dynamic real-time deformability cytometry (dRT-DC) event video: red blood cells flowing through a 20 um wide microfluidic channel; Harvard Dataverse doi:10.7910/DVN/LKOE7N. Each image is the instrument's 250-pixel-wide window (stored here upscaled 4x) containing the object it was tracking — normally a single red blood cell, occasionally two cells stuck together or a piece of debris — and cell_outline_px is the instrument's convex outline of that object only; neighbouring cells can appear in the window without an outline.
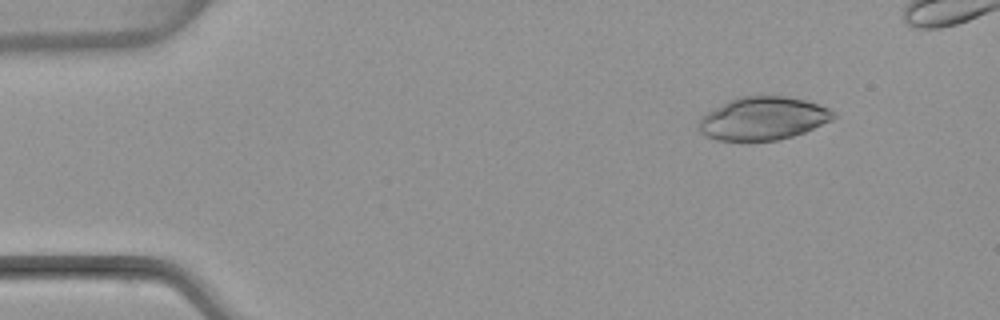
{"species": "common noctule bat (a hibernating species)", "species_latin": "Nyctalus noctula", "temperature_condition": "warm", "stored_images_in_passage": 6, "camera_frame_rate_fps": 3000, "um_per_image_px": 0.085, "animal": {"sex": "female", "body_mass_g": 22.7, "forearm_length_mm": 54.2}, "frame": {"image": 1, "passage_image": 1, "time_ms": 0.0, "image_size_px": [1000, 320], "cell_outline_px": [[836, 116], [832, 120], [804, 132], [792, 136], [776, 140], [748, 144], [716, 140], [700, 132], [696, 128], [696, 124], [700, 116], [728, 100], [740, 96], [784, 96], [804, 100], [820, 104], [828, 108]], "centroid_in_image_um": [64.77, 10.11], "position_along_channel_um": 20.2, "area_um2": 34.62}}
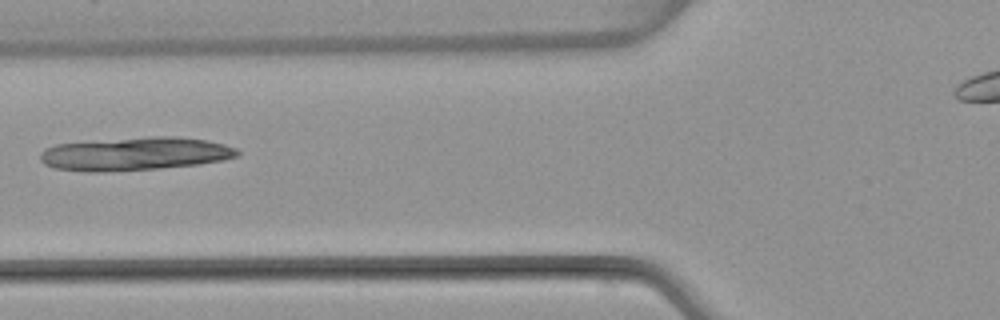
{"frame": {"image": 2, "passage_image": 5, "time_ms": 4.667, "image_size_px": [1000, 320], "cell_outline_px": [[240, 156], [224, 160], [200, 164], [160, 168], [104, 172], [84, 172], [52, 168], [44, 164], [40, 160], [40, 152], [44, 148], [56, 144], [152, 136], [172, 136], [204, 140], [224, 144], [236, 148], [240, 152]], "centroid_in_image_um": [11.46, 13.09], "position_along_channel_um": 114.3, "area_um2": 38.38}}
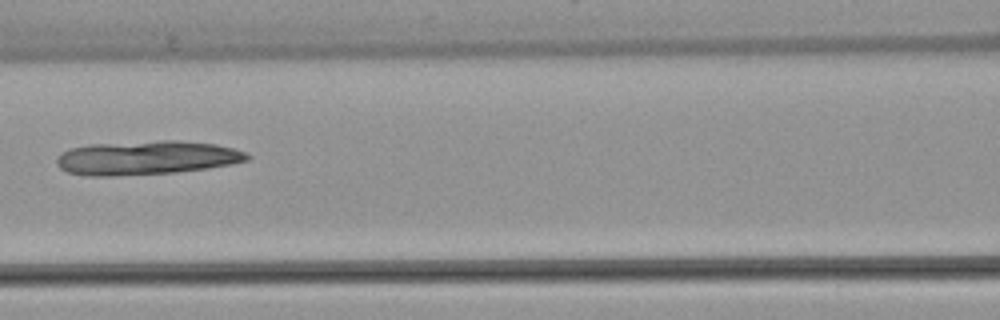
{"frame": {"image": 3, "passage_image": 6, "time_ms": 5.667, "image_size_px": [1000, 320], "cell_outline_px": [[252, 156], [248, 160], [232, 164], [208, 168], [176, 172], [116, 176], [84, 176], [68, 172], [60, 168], [56, 164], [56, 156], [68, 148], [88, 144], [160, 140], [176, 140], [216, 144], [248, 152]], "centroid_in_image_um": [12.44, 13.41], "position_along_channel_um": 154.2, "area_um2": 38.21}}